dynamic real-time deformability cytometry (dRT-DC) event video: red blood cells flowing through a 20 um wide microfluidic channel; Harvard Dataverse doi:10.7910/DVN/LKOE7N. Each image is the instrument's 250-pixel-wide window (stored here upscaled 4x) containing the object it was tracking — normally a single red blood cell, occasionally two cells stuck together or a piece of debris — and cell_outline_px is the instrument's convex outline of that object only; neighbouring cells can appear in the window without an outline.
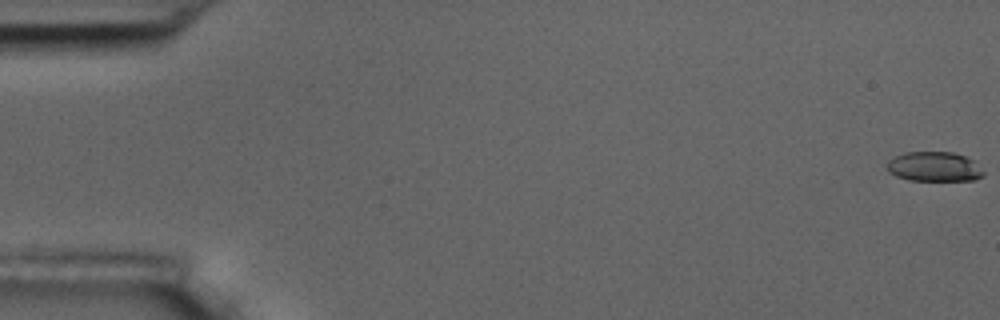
{"species": "common noctule bat (a hibernating species)", "species_latin": "Nyctalus noctula", "temperature_condition": "room temperature", "stored_images_in_passage": 57, "camera_frame_rate_fps": 3000, "um_per_image_px": 0.085, "animal": {"sex": "male", "body_mass_g": 17.5, "forearm_length_mm": 52.3}, "frame": {"image": 1, "passage_image": 1, "time_ms": 0.0, "image_size_px": [1000, 320], "cell_outline_px": [[984, 176], [976, 180], [908, 180], [896, 176], [888, 172], [888, 160], [904, 152], [952, 152], [976, 160], [984, 172]], "centroid_in_image_um": [79.45, 14.17], "position_along_channel_um": 5.6, "area_um2": 16.82}}
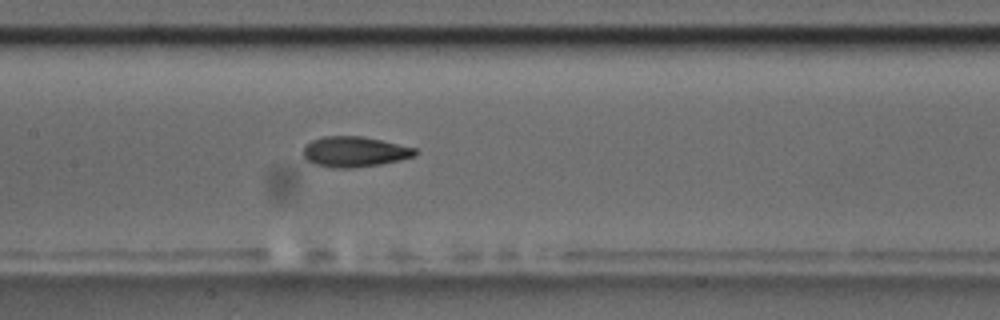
{"frame": {"image": 2, "passage_image": 28, "time_ms": 9.0, "image_size_px": [1000, 320], "cell_outline_px": [[416, 156], [400, 160], [380, 164], [352, 168], [332, 168], [312, 164], [304, 156], [304, 144], [312, 140], [324, 136], [364, 136], [416, 148]], "centroid_in_image_um": [30.12, 12.9], "position_along_channel_um": 177.3, "area_um2": 19.94}}
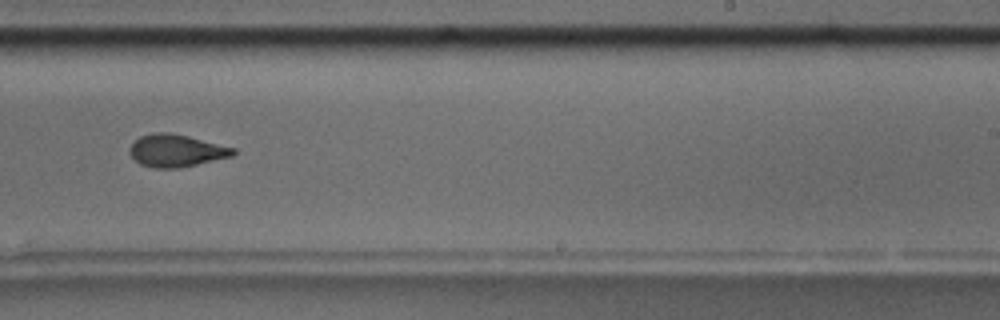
{"frame": {"image": 3, "passage_image": 36, "time_ms": 11.667, "image_size_px": [1000, 320], "cell_outline_px": [[236, 152], [232, 156], [180, 168], [152, 168], [140, 164], [128, 152], [128, 148], [140, 136], [152, 132], [172, 132], [236, 148]], "centroid_in_image_um": [14.96, 12.8], "position_along_channel_um": 274.0, "area_um2": 19.65}, "authors_computed_cell_mechanics": {"area_um2": 19.5364, "velocity_mm_per_s": 3.6425, "shape_relaxation_time_tau1_ms": 4.677, "shape_relaxation_time_tau2_ms": 2.5118, "deformation_change_tau1": 0.1514, "deformation_change_tau2": 0.0962}}